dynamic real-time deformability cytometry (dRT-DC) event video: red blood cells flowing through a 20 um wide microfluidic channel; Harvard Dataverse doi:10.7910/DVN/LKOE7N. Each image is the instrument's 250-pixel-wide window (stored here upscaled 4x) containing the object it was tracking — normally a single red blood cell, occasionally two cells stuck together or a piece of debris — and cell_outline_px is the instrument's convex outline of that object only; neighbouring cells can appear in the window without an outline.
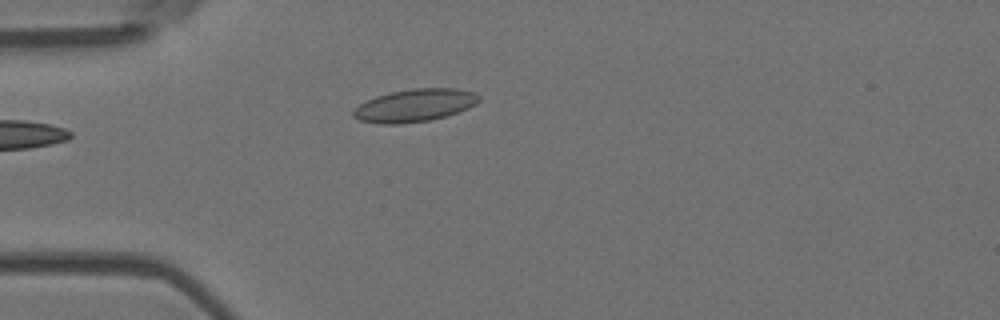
{"species": "Egyptian fruit bat (a non-hibernating species)", "species_latin": "Rousettus aegyptiacus", "temperature_condition": "room temperature", "stored_images_in_passage": 37, "camera_frame_rate_fps": 3000, "um_per_image_px": 0.085, "animal": {"sex": "female"}, "frame": {"image": 1, "passage_image": 1, "time_ms": 0.0, "image_size_px": [1000, 320], "cell_outline_px": [[480, 100], [476, 104], [468, 108], [444, 116], [428, 120], [400, 124], [380, 124], [360, 120], [352, 116], [352, 108], [376, 96], [392, 92], [412, 88], [456, 88], [476, 92], [480, 96]], "centroid_in_image_um": [35.25, 8.95], "position_along_channel_um": 49.8, "area_um2": 23.93}}
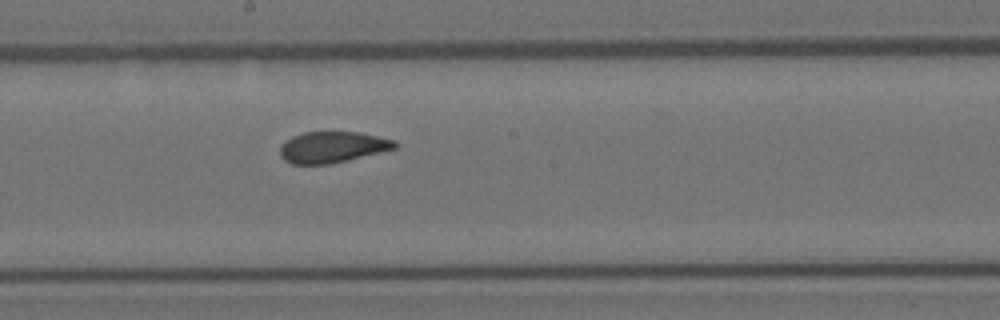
{"frame": {"image": 2, "passage_image": 16, "time_ms": 5.0, "image_size_px": [1000, 320], "cell_outline_px": [[400, 144], [396, 148], [348, 160], [328, 164], [292, 164], [284, 160], [280, 156], [280, 148], [292, 136], [304, 132], [356, 132], [396, 140]], "centroid_in_image_um": [28.27, 12.51], "position_along_channel_um": 219.9, "area_um2": 20.69}}
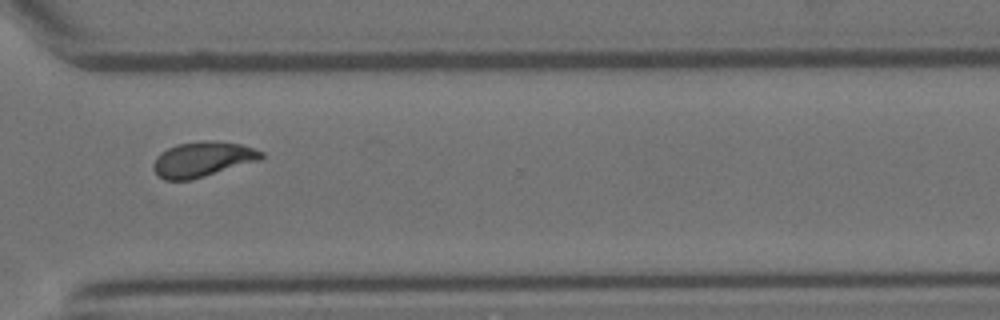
{"frame": {"image": 3, "passage_image": 27, "time_ms": 8.667, "image_size_px": [1000, 320], "cell_outline_px": [[264, 156], [260, 160], [192, 180], [164, 180], [156, 176], [152, 168], [152, 164], [156, 156], [160, 152], [176, 144], [204, 140], [212, 140], [240, 144], [264, 152]], "centroid_in_image_um": [17.17, 13.54], "position_along_channel_um": 353.4, "area_um2": 22.37}, "authors_computed_cell_mechanics": {"area_um2": 21.6172, "velocity_mm_per_s": 3.6509, "shape_relaxation_time_tau1_ms": null, "shape_relaxation_time_tau2_ms": 1.3967, "deformation_change_tau1": null, "deformation_change_tau2": 0.0732}}